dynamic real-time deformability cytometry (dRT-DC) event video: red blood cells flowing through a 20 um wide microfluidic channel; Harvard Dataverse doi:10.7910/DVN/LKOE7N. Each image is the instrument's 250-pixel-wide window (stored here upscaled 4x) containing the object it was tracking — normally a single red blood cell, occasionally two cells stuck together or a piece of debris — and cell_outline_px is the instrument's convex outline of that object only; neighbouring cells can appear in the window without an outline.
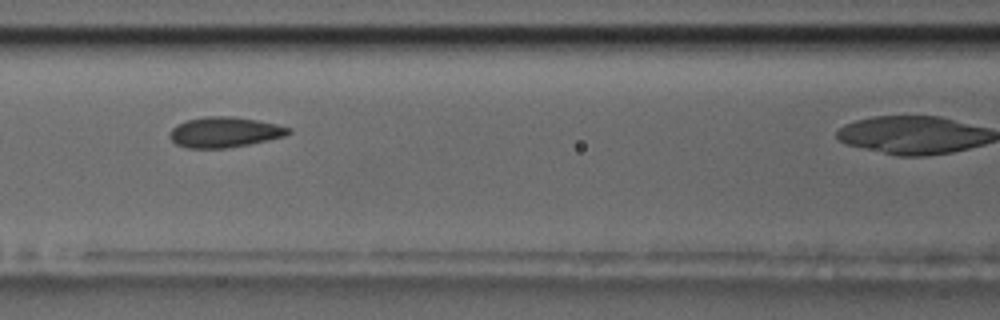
{"species": "common noctule bat (a hibernating species)", "species_latin": "Nyctalus noctula", "temperature_condition": "room temperature", "stored_images_in_passage": 6, "camera_frame_rate_fps": 3000, "um_per_image_px": 0.085, "animal": {"sex": "male", "body_mass_g": 17.5, "forearm_length_mm": 52.3}, "frame": {"image": 1, "passage_image": 4, "time_ms": 3.333, "image_size_px": [1000, 320], "cell_outline_px": [[292, 132], [284, 136], [268, 140], [228, 148], [188, 148], [176, 144], [168, 136], [172, 128], [176, 124], [184, 120], [204, 116], [232, 116], [256, 120], [276, 124], [292, 128]], "centroid_in_image_um": [19.06, 11.22], "position_along_channel_um": 147.5, "area_um2": 21.15}}
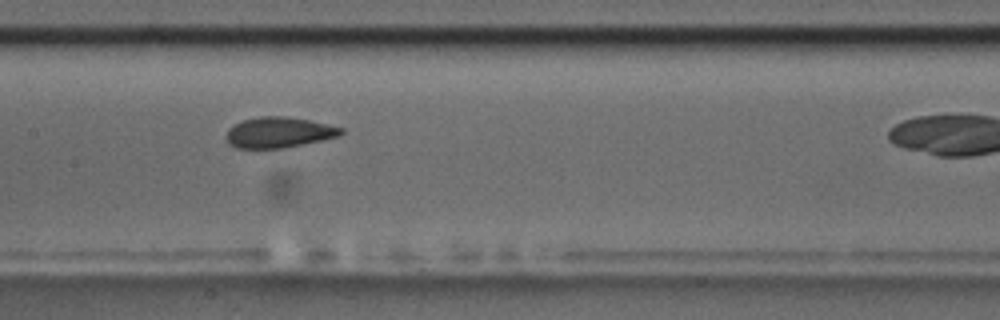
{"frame": {"image": 2, "passage_image": 5, "time_ms": 4.333, "image_size_px": [1000, 320], "cell_outline_px": [[344, 132], [340, 136], [284, 148], [236, 148], [228, 144], [224, 136], [228, 128], [232, 124], [244, 120], [260, 116], [288, 116], [308, 120], [344, 128]], "centroid_in_image_um": [23.65, 11.25], "position_along_channel_um": 183.7, "area_um2": 20.69}}